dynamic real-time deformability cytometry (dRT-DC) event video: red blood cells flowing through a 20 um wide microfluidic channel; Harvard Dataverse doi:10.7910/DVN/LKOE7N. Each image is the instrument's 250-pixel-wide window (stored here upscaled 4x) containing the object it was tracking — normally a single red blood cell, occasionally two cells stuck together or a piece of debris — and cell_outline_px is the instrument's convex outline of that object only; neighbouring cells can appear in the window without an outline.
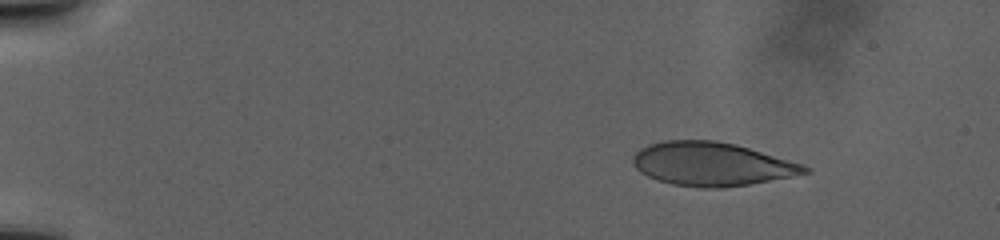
{"species": "human", "species_latin": "Homo sapiens", "temperature_condition": "warm", "stored_images_in_passage": 56, "camera_frame_rate_fps": 3000, "um_per_image_px": 0.085, "donor": {"sex": "male"}, "frame": {"image": 1, "passage_image": 9, "time_ms": 5.333, "image_size_px": [1000, 240], "cell_outline_px": [[812, 172], [748, 184], [724, 188], [700, 188], [672, 184], [648, 176], [640, 172], [632, 164], [632, 156], [640, 148], [648, 144], [664, 140], [716, 140], [736, 144], [804, 164], [812, 168]], "centroid_in_image_um": [60.5, 13.94], "position_along_channel_um": 24.5, "area_um2": 43.75}}
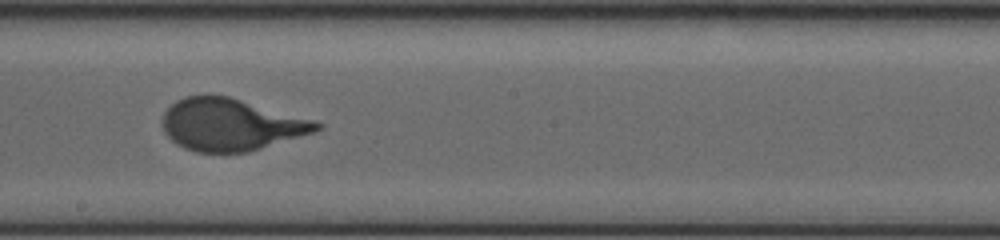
{"frame": {"image": 2, "passage_image": 35, "time_ms": 22.667, "image_size_px": [1000, 240], "cell_outline_px": [[324, 128], [316, 132], [248, 152], [196, 152], [184, 148], [176, 144], [164, 132], [160, 124], [160, 120], [164, 112], [176, 100], [184, 96], [228, 96], [312, 120], [324, 124]], "centroid_in_image_um": [19.59, 10.61], "position_along_channel_um": 228.6, "area_um2": 46.64}}
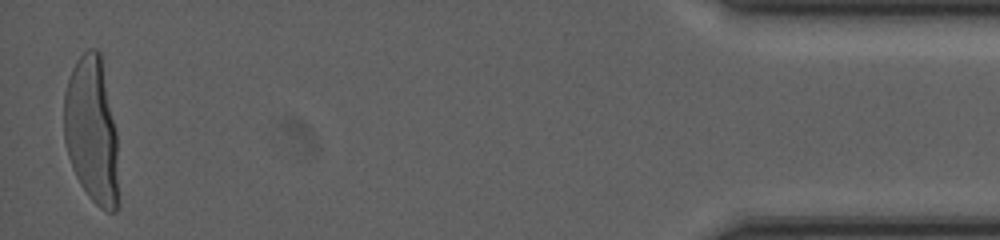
{"frame": {"image": 3, "passage_image": 56, "time_ms": 37.333, "image_size_px": [1000, 240], "cell_outline_px": [[120, 208], [116, 212], [108, 212], [100, 208], [88, 196], [80, 184], [72, 168], [68, 156], [64, 140], [64, 92], [72, 68], [76, 60], [88, 48], [96, 48], [100, 52], [116, 132], [120, 200]], "centroid_in_image_um": [7.82, 11.18], "position_along_channel_um": 427.4, "area_um2": 47.28}}